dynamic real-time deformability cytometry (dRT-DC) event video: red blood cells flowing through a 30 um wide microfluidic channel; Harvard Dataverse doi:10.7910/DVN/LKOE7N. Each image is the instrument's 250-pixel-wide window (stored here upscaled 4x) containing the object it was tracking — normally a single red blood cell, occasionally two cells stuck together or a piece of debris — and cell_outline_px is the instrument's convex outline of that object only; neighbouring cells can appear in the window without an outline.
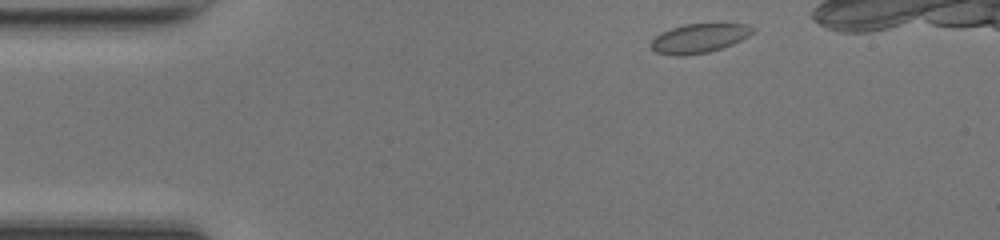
{"species": "common noctule bat (a hibernating species)", "species_latin": "Nyctalus noctula", "temperature_condition": "room temperature", "stored_images_in_passage": 37, "camera_frame_rate_fps": 3000, "um_per_image_px": 0.085, "animal": {"sex": "female", "body_mass_g": 17.0, "forearm_length_mm": 48.0}, "frame": {"image": 1, "passage_image": 1, "time_ms": 0.0, "image_size_px": [1000, 240], "cell_outline_px": [[756, 28], [748, 36], [732, 44], [708, 52], [684, 56], [676, 56], [656, 52], [648, 44], [660, 32], [684, 24], [748, 24]], "centroid_in_image_um": [59.39, 3.25], "position_along_channel_um": 25.6, "area_um2": 17.22}}
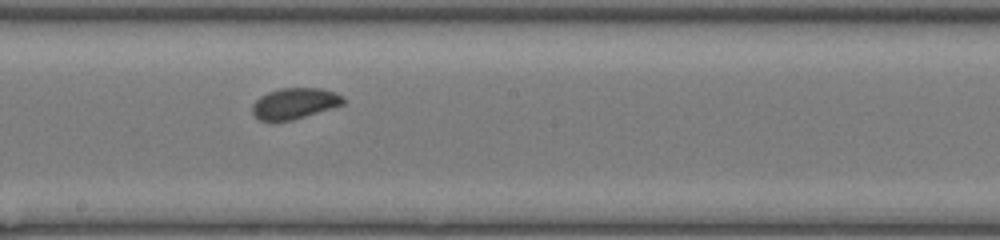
{"frame": {"image": 2, "passage_image": 20, "time_ms": 6.333, "image_size_px": [1000, 240], "cell_outline_px": [[348, 100], [344, 104], [292, 120], [260, 120], [252, 112], [252, 104], [260, 96], [268, 92], [280, 88], [320, 88], [336, 92], [344, 96]], "centroid_in_image_um": [25.09, 8.77], "position_along_channel_um": 223.1, "area_um2": 16.36}}
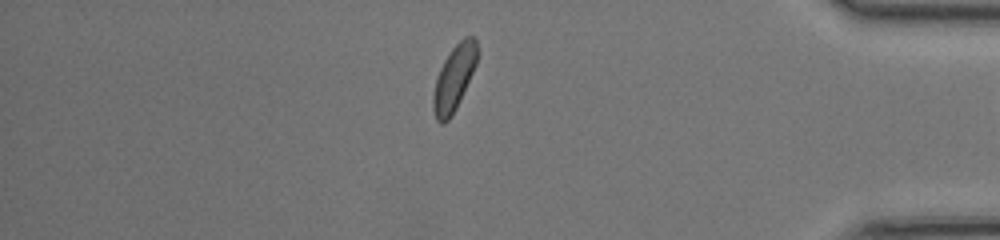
{"frame": {"image": 3, "passage_image": 35, "time_ms": 11.333, "image_size_px": [1000, 240], "cell_outline_px": [[476, 64], [456, 108], [452, 116], [444, 124], [440, 124], [436, 120], [432, 108], [432, 96], [436, 80], [440, 68], [444, 60], [452, 48], [464, 36], [472, 36], [476, 40]], "centroid_in_image_um": [38.56, 6.68], "position_along_channel_um": 396.6, "area_um2": 16.53}, "authors_computed_cell_mechanics": {"area_um2": 16.7042, "velocity_mm_per_s": 4.1991, "shape_relaxation_time_tau1_ms": 2.3514, "shape_relaxation_time_tau2_ms": null, "deformation_change_tau1": 0.0593, "deformation_change_tau2": null}}